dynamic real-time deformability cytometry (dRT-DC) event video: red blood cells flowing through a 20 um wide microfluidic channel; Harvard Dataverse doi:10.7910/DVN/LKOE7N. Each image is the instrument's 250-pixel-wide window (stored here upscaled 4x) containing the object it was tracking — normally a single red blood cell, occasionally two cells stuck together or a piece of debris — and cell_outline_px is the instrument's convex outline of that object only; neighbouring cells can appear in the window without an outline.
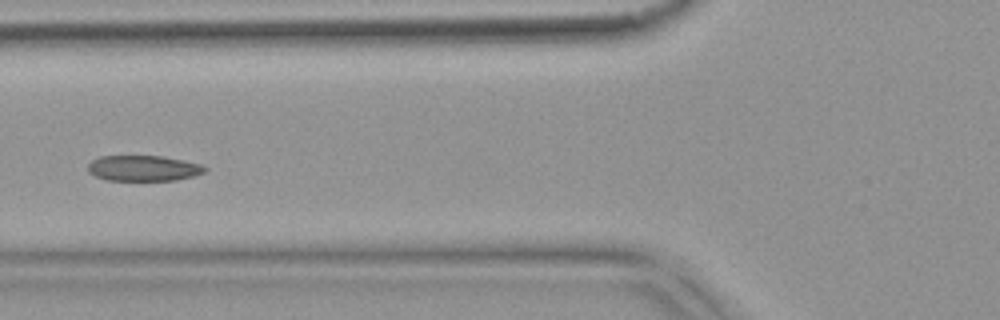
{"species": "common noctule bat (a hibernating species)", "species_latin": "Nyctalus noctula", "temperature_condition": "warm", "stored_images_in_passage": 4, "camera_frame_rate_fps": 3000, "um_per_image_px": 0.085, "animal": {"sex": "female", "body_mass_g": 18.4}, "frame": {"image": 1, "passage_image": 4, "time_ms": 1.0, "image_size_px": [1000, 320], "cell_outline_px": [[208, 168], [204, 172], [192, 176], [176, 180], [108, 180], [96, 176], [88, 172], [88, 164], [92, 160], [100, 156], [164, 156], [184, 160], [200, 164]], "centroid_in_image_um": [12.19, 14.29], "position_along_channel_um": 113.6, "area_um2": 17.4}}